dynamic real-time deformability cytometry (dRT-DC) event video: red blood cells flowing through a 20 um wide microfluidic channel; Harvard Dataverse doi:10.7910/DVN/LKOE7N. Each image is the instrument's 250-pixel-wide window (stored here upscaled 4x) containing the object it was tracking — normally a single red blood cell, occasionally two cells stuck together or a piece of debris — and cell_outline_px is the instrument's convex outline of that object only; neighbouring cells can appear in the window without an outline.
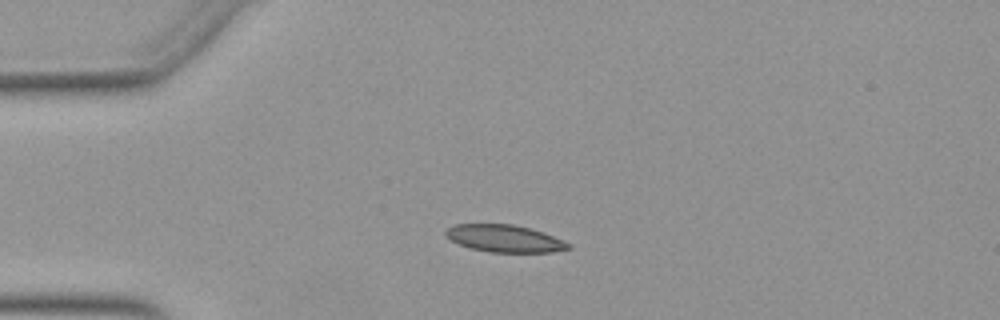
{"species": "Egyptian fruit bat (a non-hibernating species)", "species_latin": "Rousettus aegyptiacus", "temperature_condition": "warm", "stored_images_in_passage": 40, "camera_frame_rate_fps": 3000, "um_per_image_px": 0.085, "animal": {"sex": "female"}, "frame": {"image": 1, "passage_image": 1, "time_ms": 0.0, "image_size_px": [1000, 320], "cell_outline_px": [[572, 248], [552, 252], [488, 252], [468, 248], [452, 240], [444, 232], [448, 228], [456, 224], [512, 224], [544, 232], [568, 244]], "centroid_in_image_um": [42.86, 20.27], "position_along_channel_um": 42.1, "area_um2": 19.19}}
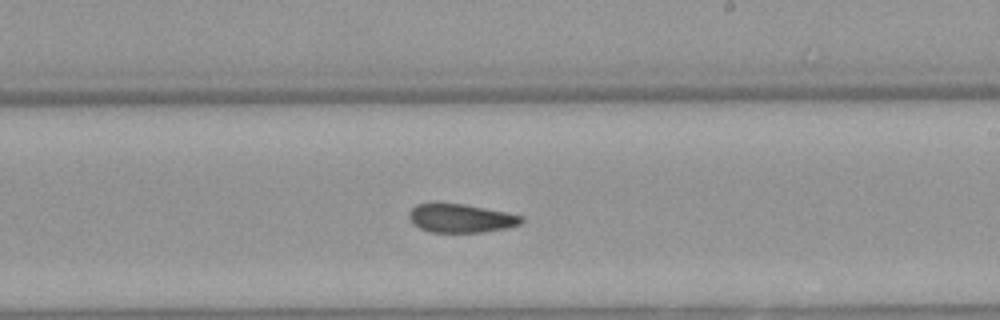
{"frame": {"image": 2, "passage_image": 19, "time_ms": 6.0, "image_size_px": [1000, 320], "cell_outline_px": [[524, 220], [520, 224], [508, 228], [480, 232], [432, 232], [420, 228], [412, 224], [408, 216], [408, 212], [416, 204], [464, 204], [508, 212], [524, 216]], "centroid_in_image_um": [39.2, 18.55], "position_along_channel_um": 249.8, "area_um2": 18.73}}
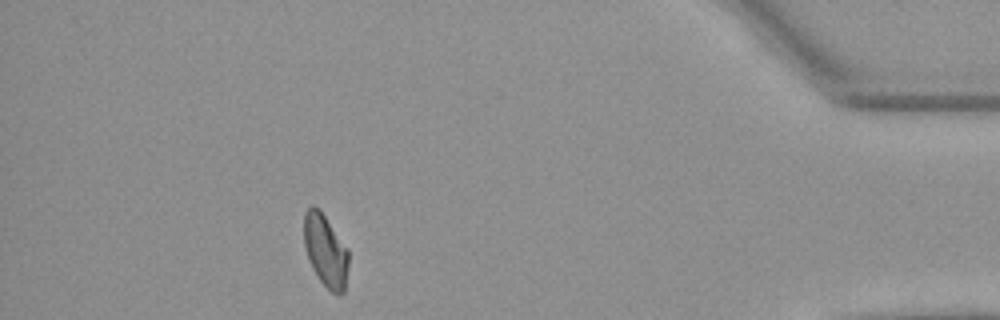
{"frame": {"image": 3, "passage_image": 35, "time_ms": 11.333, "image_size_px": [1000, 320], "cell_outline_px": [[348, 264], [344, 292], [340, 296], [336, 296], [320, 280], [312, 268], [304, 244], [304, 212], [312, 204], [320, 208], [348, 248]], "centroid_in_image_um": [27.68, 21.27], "position_along_channel_um": 407.5, "area_um2": 18.96}, "authors_computed_cell_mechanics": {"area_um2": 19.363, "velocity_mm_per_s": 3.9209, "shape_relaxation_time_tau1_ms": 6.938, "shape_relaxation_time_tau2_ms": 3.2925, "deformation_change_tau1": 0.165, "deformation_change_tau2": 0.1039}}